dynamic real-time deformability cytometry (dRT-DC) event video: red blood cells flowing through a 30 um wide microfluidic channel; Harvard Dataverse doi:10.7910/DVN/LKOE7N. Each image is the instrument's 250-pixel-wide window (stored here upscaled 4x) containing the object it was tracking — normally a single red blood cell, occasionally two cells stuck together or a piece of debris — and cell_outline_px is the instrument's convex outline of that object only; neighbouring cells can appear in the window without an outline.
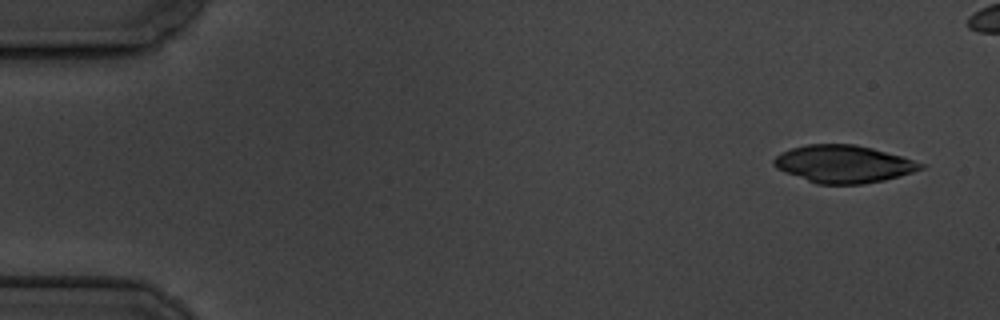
{"species": "common noctule bat (a hibernating species)", "species_latin": "Nyctalus noctula", "temperature_condition": "cold", "stored_images_in_passage": 7, "camera_frame_rate_fps": 3000, "um_per_image_px": 0.085, "animal": {"sex": "male", "body_mass_g": 19.5, "forearm_length_mm": 54.6}, "frame": {"image": 1, "passage_image": 1, "time_ms": 0.0, "image_size_px": [1000, 320], "cell_outline_px": [[924, 168], [900, 176], [884, 180], [864, 184], [816, 184], [784, 172], [776, 168], [772, 164], [772, 160], [780, 152], [792, 148], [808, 144], [856, 144], [872, 148], [900, 156], [924, 164]], "centroid_in_image_um": [71.65, 13.94], "position_along_channel_um": 13.4, "area_um2": 32.08}}